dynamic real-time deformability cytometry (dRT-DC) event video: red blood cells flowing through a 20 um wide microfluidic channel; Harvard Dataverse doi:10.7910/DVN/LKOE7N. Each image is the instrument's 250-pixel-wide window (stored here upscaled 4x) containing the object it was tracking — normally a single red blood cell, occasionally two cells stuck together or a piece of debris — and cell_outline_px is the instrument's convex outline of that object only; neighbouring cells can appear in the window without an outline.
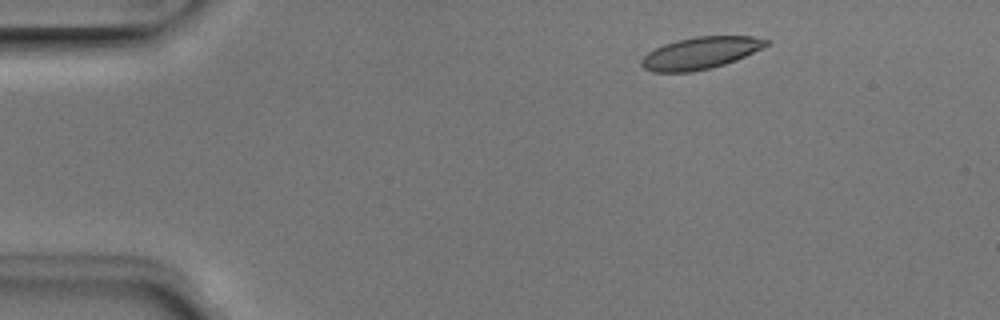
{"species": "Egyptian fruit bat (a non-hibernating species)", "species_latin": "Rousettus aegyptiacus", "temperature_condition": "room temperature", "stored_images_in_passage": 3, "camera_frame_rate_fps": 3000, "um_per_image_px": 0.085, "animal": {"sex": "male"}, "frame": {"image": 1, "passage_image": 1, "time_ms": 0.0, "image_size_px": [1000, 320], "cell_outline_px": [[772, 40], [768, 44], [736, 60], [712, 68], [692, 72], [652, 72], [644, 68], [640, 64], [640, 60], [648, 52], [664, 44], [676, 40], [696, 36], [752, 36]], "centroid_in_image_um": [59.51, 4.51], "position_along_channel_um": 25.5, "area_um2": 23.24}}